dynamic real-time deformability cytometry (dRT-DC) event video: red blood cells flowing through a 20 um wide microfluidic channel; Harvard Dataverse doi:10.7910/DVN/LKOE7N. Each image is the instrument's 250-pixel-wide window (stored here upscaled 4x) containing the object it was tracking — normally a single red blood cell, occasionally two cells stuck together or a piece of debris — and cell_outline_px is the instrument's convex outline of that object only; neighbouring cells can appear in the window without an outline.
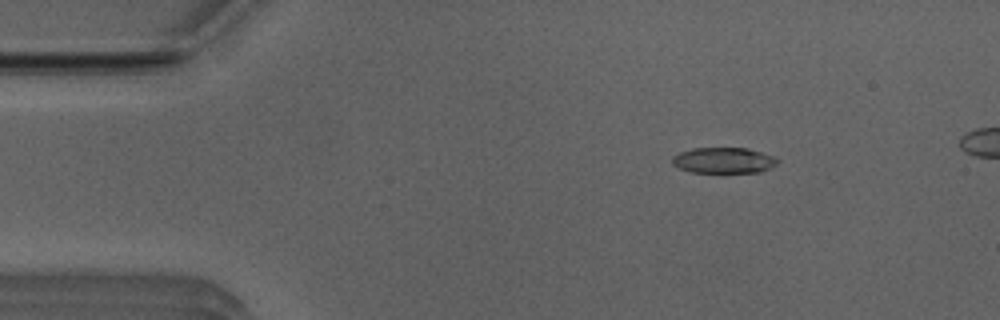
{"species": "Egyptian fruit bat (a non-hibernating species)", "species_latin": "Rousettus aegyptiacus", "temperature_condition": "room temperature", "stored_images_in_passage": 49, "camera_frame_rate_fps": 3000, "um_per_image_px": 0.085, "animal": {"sex": "male"}, "frame": {"image": 1, "passage_image": 8, "time_ms": 2.333, "image_size_px": [1000, 320], "cell_outline_px": [[780, 160], [776, 164], [760, 172], [692, 172], [680, 168], [672, 164], [672, 156], [680, 152], [692, 148], [748, 148], [772, 156]], "centroid_in_image_um": [61.48, 13.62], "position_along_channel_um": 23.5, "area_um2": 15.66}}
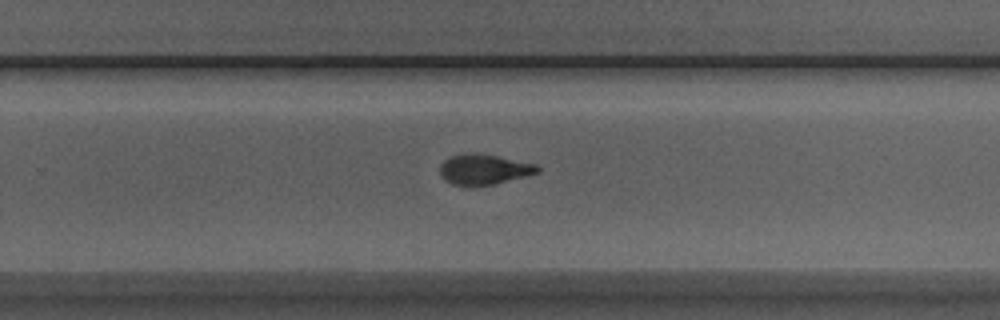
{"frame": {"image": 2, "passage_image": 33, "time_ms": 10.667, "image_size_px": [1000, 320], "cell_outline_px": [[540, 172], [528, 176], [492, 184], [452, 184], [440, 172], [440, 164], [448, 156], [472, 152], [496, 156], [536, 164], [540, 168]], "centroid_in_image_um": [41.17, 14.36], "position_along_channel_um": 288.6, "area_um2": 16.82}}
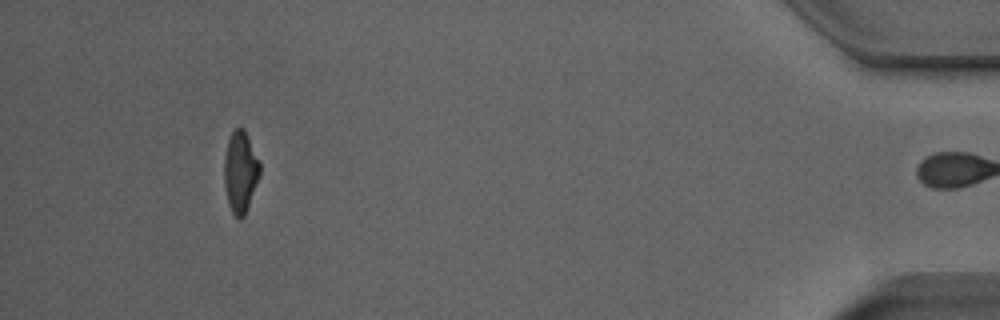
{"frame": {"image": 3, "passage_image": 48, "time_ms": 15.667, "image_size_px": [1000, 320], "cell_outline_px": [[260, 172], [244, 216], [240, 220], [232, 212], [228, 204], [224, 184], [224, 160], [228, 140], [232, 132], [236, 128], [244, 128], [260, 160]], "centroid_in_image_um": [20.43, 14.58], "position_along_channel_um": 414.8, "area_um2": 16.76}, "authors_computed_cell_mechanics": {"area_um2": 17.2822, "velocity_mm_per_s": 3.9849, "shape_relaxation_time_tau1_ms": 3.395, "shape_relaxation_time_tau2_ms": 1.9717, "deformation_change_tau1": 0.1544, "deformation_change_tau2": 0.0724}}